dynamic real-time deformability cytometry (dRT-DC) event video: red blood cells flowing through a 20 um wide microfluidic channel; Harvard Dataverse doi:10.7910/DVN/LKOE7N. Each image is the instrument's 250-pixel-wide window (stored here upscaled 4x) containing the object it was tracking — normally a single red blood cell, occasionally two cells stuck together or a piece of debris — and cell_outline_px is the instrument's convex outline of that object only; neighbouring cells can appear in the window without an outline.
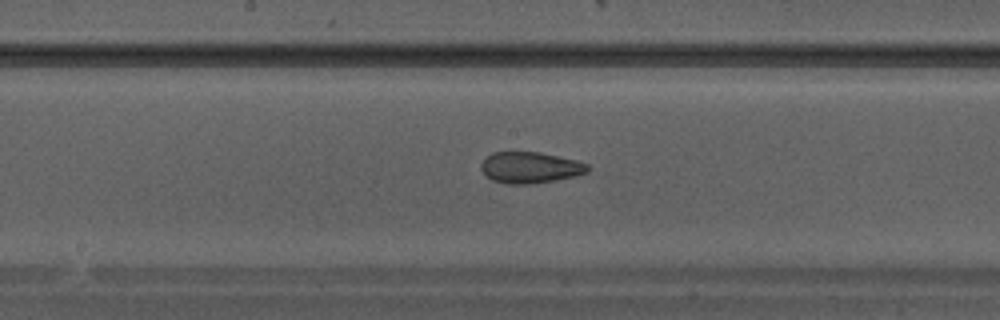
{"species": "Egyptian fruit bat (a non-hibernating species)", "species_latin": "Rousettus aegyptiacus", "temperature_condition": "warm", "stored_images_in_passage": 24, "camera_frame_rate_fps": 3000, "um_per_image_px": 0.085, "animal": {"sex": "male"}, "frame": {"image": 1, "passage_image": 8, "time_ms": 2.333, "image_size_px": [1000, 320], "cell_outline_px": [[592, 168], [588, 172], [576, 176], [528, 184], [508, 184], [492, 180], [480, 168], [480, 164], [492, 152], [540, 152], [576, 160], [588, 164]], "centroid_in_image_um": [45.09, 14.23], "position_along_channel_um": 203.1, "area_um2": 19.31}}
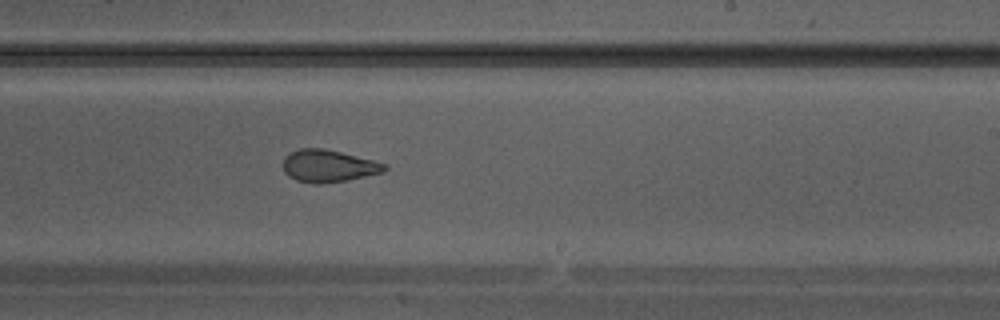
{"frame": {"image": 2, "passage_image": 11, "time_ms": 3.333, "image_size_px": [1000, 320], "cell_outline_px": [[388, 168], [384, 172], [348, 180], [320, 184], [312, 184], [296, 180], [288, 176], [284, 172], [284, 156], [300, 148], [324, 148], [388, 164]], "centroid_in_image_um": [27.92, 14.12], "position_along_channel_um": 261.1, "area_um2": 19.13}}